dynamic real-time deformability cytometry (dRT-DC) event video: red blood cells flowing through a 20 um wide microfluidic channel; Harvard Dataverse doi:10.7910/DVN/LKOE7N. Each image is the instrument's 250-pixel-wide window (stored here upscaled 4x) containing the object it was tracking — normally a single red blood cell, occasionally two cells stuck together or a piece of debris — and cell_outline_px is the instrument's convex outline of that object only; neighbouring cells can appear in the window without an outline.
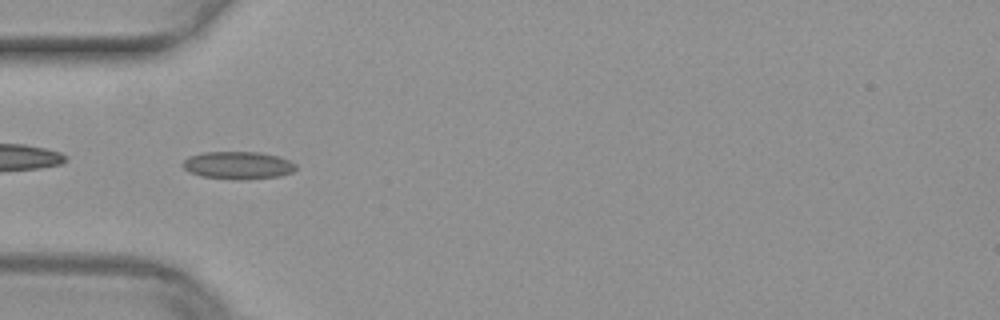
{"species": "common noctule bat (a hibernating species)", "species_latin": "Nyctalus noctula", "temperature_condition": "warm", "stored_images_in_passage": 44, "camera_frame_rate_fps": 3000, "um_per_image_px": 0.085, "animal": {"sex": "female", "body_mass_g": 29.2, "forearm_length_mm": 56.3}, "frame": {"image": 1, "passage_image": 17, "time_ms": 5.333, "image_size_px": [1000, 320], "cell_outline_px": [[296, 168], [292, 172], [280, 176], [248, 180], [232, 180], [200, 176], [188, 172], [180, 164], [188, 156], [204, 152], [260, 152], [280, 156], [296, 164]], "centroid_in_image_um": [20.21, 14.06], "position_along_channel_um": 64.8, "area_um2": 18.61}}
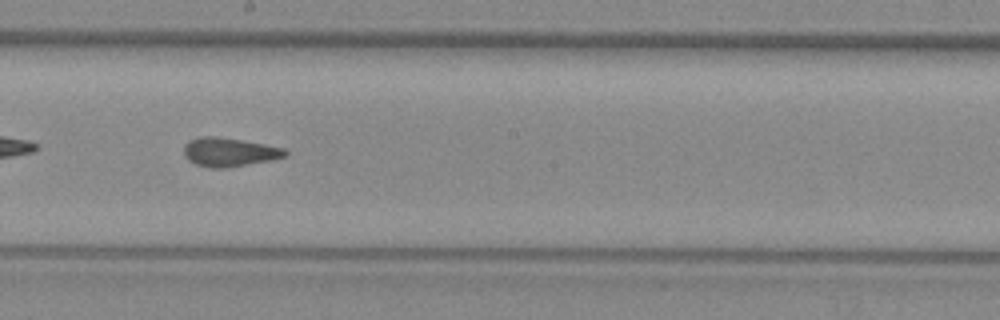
{"frame": {"image": 2, "passage_image": 29, "time_ms": 9.333, "image_size_px": [1000, 320], "cell_outline_px": [[288, 152], [284, 156], [272, 160], [228, 168], [212, 168], [196, 164], [188, 160], [184, 156], [184, 144], [188, 140], [200, 136], [216, 136], [264, 144], [284, 148]], "centroid_in_image_um": [19.45, 12.93], "position_along_channel_um": 228.8, "area_um2": 17.05}}
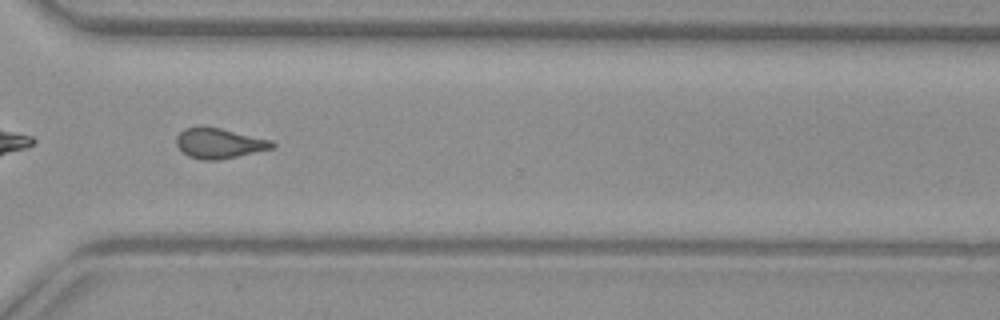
{"frame": {"image": 3, "passage_image": 38, "time_ms": 12.333, "image_size_px": [1000, 320], "cell_outline_px": [[276, 144], [272, 148], [220, 160], [200, 160], [188, 156], [176, 144], [176, 136], [184, 128], [200, 124], [220, 128], [272, 140]], "centroid_in_image_um": [18.59, 12.15], "position_along_channel_um": 352.0, "area_um2": 17.05}}